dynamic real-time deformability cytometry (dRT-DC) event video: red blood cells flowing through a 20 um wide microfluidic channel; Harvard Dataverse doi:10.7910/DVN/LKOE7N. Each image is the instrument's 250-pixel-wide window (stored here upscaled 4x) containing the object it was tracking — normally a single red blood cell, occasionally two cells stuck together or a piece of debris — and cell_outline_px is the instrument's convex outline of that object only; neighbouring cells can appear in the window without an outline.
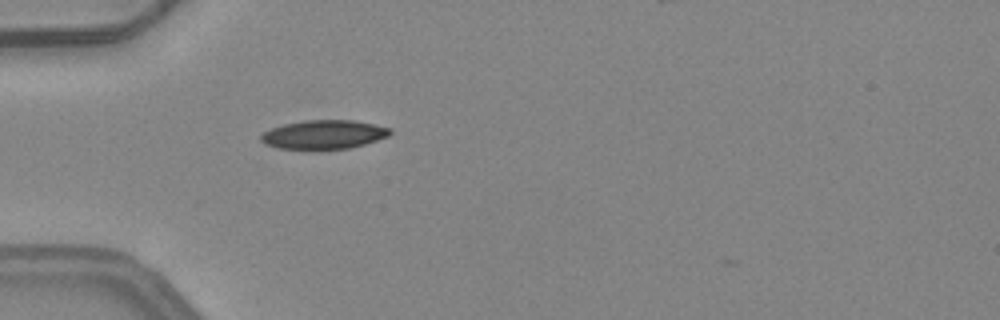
{"species": "common noctule bat (a hibernating species)", "species_latin": "Nyctalus noctula", "temperature_condition": "warm", "stored_images_in_passage": 1, "camera_frame_rate_fps": 3000, "um_per_image_px": 0.085, "animal": {"sex": "female", "body_mass_g": 24.6, "forearm_length_mm": 56.2}, "frame": {"image": 1, "passage_image": 1, "time_ms": 0.0, "image_size_px": [1000, 320], "cell_outline_px": [[392, 132], [388, 136], [364, 144], [348, 148], [280, 148], [264, 144], [260, 140], [260, 136], [264, 132], [272, 128], [284, 124], [304, 120], [352, 120], [392, 128]], "centroid_in_image_um": [27.52, 11.42], "position_along_channel_um": 57.5, "area_um2": 21.33}}